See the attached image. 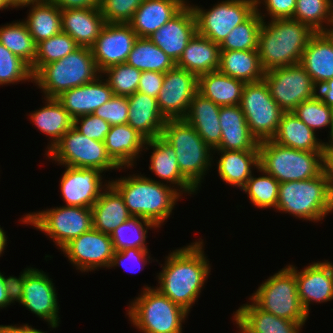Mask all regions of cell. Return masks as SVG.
I'll use <instances>...</instances> for the list:
<instances>
[{
    "label": "cell",
    "instance_id": "1",
    "mask_svg": "<svg viewBox=\"0 0 333 333\" xmlns=\"http://www.w3.org/2000/svg\"><path fill=\"white\" fill-rule=\"evenodd\" d=\"M203 245V240H199L174 250L166 257L158 275L160 286L156 289L188 313L211 269Z\"/></svg>",
    "mask_w": 333,
    "mask_h": 333
},
{
    "label": "cell",
    "instance_id": "2",
    "mask_svg": "<svg viewBox=\"0 0 333 333\" xmlns=\"http://www.w3.org/2000/svg\"><path fill=\"white\" fill-rule=\"evenodd\" d=\"M259 30L257 51L265 72L298 64L310 38L316 33L292 18L264 22Z\"/></svg>",
    "mask_w": 333,
    "mask_h": 333
},
{
    "label": "cell",
    "instance_id": "3",
    "mask_svg": "<svg viewBox=\"0 0 333 333\" xmlns=\"http://www.w3.org/2000/svg\"><path fill=\"white\" fill-rule=\"evenodd\" d=\"M109 183L120 193L132 216L148 219L158 228L171 215L181 195L173 185L138 174Z\"/></svg>",
    "mask_w": 333,
    "mask_h": 333
},
{
    "label": "cell",
    "instance_id": "4",
    "mask_svg": "<svg viewBox=\"0 0 333 333\" xmlns=\"http://www.w3.org/2000/svg\"><path fill=\"white\" fill-rule=\"evenodd\" d=\"M99 74L91 48L79 47L64 58L42 66L33 75V81L43 90L45 98H56L66 90L94 81Z\"/></svg>",
    "mask_w": 333,
    "mask_h": 333
},
{
    "label": "cell",
    "instance_id": "5",
    "mask_svg": "<svg viewBox=\"0 0 333 333\" xmlns=\"http://www.w3.org/2000/svg\"><path fill=\"white\" fill-rule=\"evenodd\" d=\"M259 167L279 183L307 180L322 173L323 151H301L282 146L272 139L260 141Z\"/></svg>",
    "mask_w": 333,
    "mask_h": 333
},
{
    "label": "cell",
    "instance_id": "6",
    "mask_svg": "<svg viewBox=\"0 0 333 333\" xmlns=\"http://www.w3.org/2000/svg\"><path fill=\"white\" fill-rule=\"evenodd\" d=\"M161 137L175 150L180 172L197 188L213 160L211 150L185 119H169Z\"/></svg>",
    "mask_w": 333,
    "mask_h": 333
},
{
    "label": "cell",
    "instance_id": "7",
    "mask_svg": "<svg viewBox=\"0 0 333 333\" xmlns=\"http://www.w3.org/2000/svg\"><path fill=\"white\" fill-rule=\"evenodd\" d=\"M276 210L314 222L324 219L333 211V200L323 172L307 180L280 183Z\"/></svg>",
    "mask_w": 333,
    "mask_h": 333
},
{
    "label": "cell",
    "instance_id": "8",
    "mask_svg": "<svg viewBox=\"0 0 333 333\" xmlns=\"http://www.w3.org/2000/svg\"><path fill=\"white\" fill-rule=\"evenodd\" d=\"M145 287L127 310L132 324L144 333H182L188 312L158 289Z\"/></svg>",
    "mask_w": 333,
    "mask_h": 333
},
{
    "label": "cell",
    "instance_id": "9",
    "mask_svg": "<svg viewBox=\"0 0 333 333\" xmlns=\"http://www.w3.org/2000/svg\"><path fill=\"white\" fill-rule=\"evenodd\" d=\"M249 299L258 308L280 318L305 323L309 317L298 296L293 265L285 266L269 277Z\"/></svg>",
    "mask_w": 333,
    "mask_h": 333
},
{
    "label": "cell",
    "instance_id": "10",
    "mask_svg": "<svg viewBox=\"0 0 333 333\" xmlns=\"http://www.w3.org/2000/svg\"><path fill=\"white\" fill-rule=\"evenodd\" d=\"M21 222L43 231L60 249L72 239L93 228L92 209L78 206L65 205L29 213Z\"/></svg>",
    "mask_w": 333,
    "mask_h": 333
},
{
    "label": "cell",
    "instance_id": "11",
    "mask_svg": "<svg viewBox=\"0 0 333 333\" xmlns=\"http://www.w3.org/2000/svg\"><path fill=\"white\" fill-rule=\"evenodd\" d=\"M240 107L250 133L258 142L272 139L276 135L285 111L272 98L264 79L245 83Z\"/></svg>",
    "mask_w": 333,
    "mask_h": 333
},
{
    "label": "cell",
    "instance_id": "12",
    "mask_svg": "<svg viewBox=\"0 0 333 333\" xmlns=\"http://www.w3.org/2000/svg\"><path fill=\"white\" fill-rule=\"evenodd\" d=\"M46 155L63 166L96 168L101 172L121 169L107 154L104 142L90 139L74 127Z\"/></svg>",
    "mask_w": 333,
    "mask_h": 333
},
{
    "label": "cell",
    "instance_id": "13",
    "mask_svg": "<svg viewBox=\"0 0 333 333\" xmlns=\"http://www.w3.org/2000/svg\"><path fill=\"white\" fill-rule=\"evenodd\" d=\"M190 6L195 15L197 33L220 45L256 10V0H225L207 11L200 6Z\"/></svg>",
    "mask_w": 333,
    "mask_h": 333
},
{
    "label": "cell",
    "instance_id": "14",
    "mask_svg": "<svg viewBox=\"0 0 333 333\" xmlns=\"http://www.w3.org/2000/svg\"><path fill=\"white\" fill-rule=\"evenodd\" d=\"M263 79L285 112H292L301 102L317 96L318 87L300 63L269 70Z\"/></svg>",
    "mask_w": 333,
    "mask_h": 333
},
{
    "label": "cell",
    "instance_id": "15",
    "mask_svg": "<svg viewBox=\"0 0 333 333\" xmlns=\"http://www.w3.org/2000/svg\"><path fill=\"white\" fill-rule=\"evenodd\" d=\"M198 92V77L174 66L165 73L157 97L158 108L166 120L184 119L193 96Z\"/></svg>",
    "mask_w": 333,
    "mask_h": 333
},
{
    "label": "cell",
    "instance_id": "16",
    "mask_svg": "<svg viewBox=\"0 0 333 333\" xmlns=\"http://www.w3.org/2000/svg\"><path fill=\"white\" fill-rule=\"evenodd\" d=\"M71 264L80 271H92L97 267L109 268L114 249L110 235L91 228L72 239L62 249Z\"/></svg>",
    "mask_w": 333,
    "mask_h": 333
},
{
    "label": "cell",
    "instance_id": "17",
    "mask_svg": "<svg viewBox=\"0 0 333 333\" xmlns=\"http://www.w3.org/2000/svg\"><path fill=\"white\" fill-rule=\"evenodd\" d=\"M137 39V34L128 23H106L91 47L99 72L126 63Z\"/></svg>",
    "mask_w": 333,
    "mask_h": 333
},
{
    "label": "cell",
    "instance_id": "18",
    "mask_svg": "<svg viewBox=\"0 0 333 333\" xmlns=\"http://www.w3.org/2000/svg\"><path fill=\"white\" fill-rule=\"evenodd\" d=\"M57 298L54 283L43 271L32 268L26 274L20 303L52 328L59 326Z\"/></svg>",
    "mask_w": 333,
    "mask_h": 333
},
{
    "label": "cell",
    "instance_id": "19",
    "mask_svg": "<svg viewBox=\"0 0 333 333\" xmlns=\"http://www.w3.org/2000/svg\"><path fill=\"white\" fill-rule=\"evenodd\" d=\"M60 181L61 195L66 206L92 208L99 199L103 187L102 172L96 168L65 167ZM102 181V182H101Z\"/></svg>",
    "mask_w": 333,
    "mask_h": 333
},
{
    "label": "cell",
    "instance_id": "20",
    "mask_svg": "<svg viewBox=\"0 0 333 333\" xmlns=\"http://www.w3.org/2000/svg\"><path fill=\"white\" fill-rule=\"evenodd\" d=\"M196 32L194 12L191 6L186 4L174 17L148 38L177 63L189 40Z\"/></svg>",
    "mask_w": 333,
    "mask_h": 333
},
{
    "label": "cell",
    "instance_id": "21",
    "mask_svg": "<svg viewBox=\"0 0 333 333\" xmlns=\"http://www.w3.org/2000/svg\"><path fill=\"white\" fill-rule=\"evenodd\" d=\"M295 278L300 302L308 315L310 303H322L333 299V264L327 260L314 262L300 272L296 267Z\"/></svg>",
    "mask_w": 333,
    "mask_h": 333
},
{
    "label": "cell",
    "instance_id": "22",
    "mask_svg": "<svg viewBox=\"0 0 333 333\" xmlns=\"http://www.w3.org/2000/svg\"><path fill=\"white\" fill-rule=\"evenodd\" d=\"M102 78V74H100L94 81L66 90L56 99L73 119L93 114L97 108L108 102L113 96L112 89Z\"/></svg>",
    "mask_w": 333,
    "mask_h": 333
},
{
    "label": "cell",
    "instance_id": "23",
    "mask_svg": "<svg viewBox=\"0 0 333 333\" xmlns=\"http://www.w3.org/2000/svg\"><path fill=\"white\" fill-rule=\"evenodd\" d=\"M219 121L221 142L214 150H258L240 105L221 106Z\"/></svg>",
    "mask_w": 333,
    "mask_h": 333
},
{
    "label": "cell",
    "instance_id": "24",
    "mask_svg": "<svg viewBox=\"0 0 333 333\" xmlns=\"http://www.w3.org/2000/svg\"><path fill=\"white\" fill-rule=\"evenodd\" d=\"M144 149L153 148L150 156L149 169L159 178L167 181L169 186L175 184L179 188V193L193 194L198 190L181 172L177 163L174 148L161 136L145 141ZM149 147V148H148ZM181 189V191H180ZM182 192V193H181Z\"/></svg>",
    "mask_w": 333,
    "mask_h": 333
},
{
    "label": "cell",
    "instance_id": "25",
    "mask_svg": "<svg viewBox=\"0 0 333 333\" xmlns=\"http://www.w3.org/2000/svg\"><path fill=\"white\" fill-rule=\"evenodd\" d=\"M62 32L67 33L80 47L91 48L106 24L99 8L61 10Z\"/></svg>",
    "mask_w": 333,
    "mask_h": 333
},
{
    "label": "cell",
    "instance_id": "26",
    "mask_svg": "<svg viewBox=\"0 0 333 333\" xmlns=\"http://www.w3.org/2000/svg\"><path fill=\"white\" fill-rule=\"evenodd\" d=\"M128 98V124L146 140L160 137L166 119L161 114L157 98L135 92Z\"/></svg>",
    "mask_w": 333,
    "mask_h": 333
},
{
    "label": "cell",
    "instance_id": "27",
    "mask_svg": "<svg viewBox=\"0 0 333 333\" xmlns=\"http://www.w3.org/2000/svg\"><path fill=\"white\" fill-rule=\"evenodd\" d=\"M301 66L319 87L333 78V39L325 32L315 33L304 49Z\"/></svg>",
    "mask_w": 333,
    "mask_h": 333
},
{
    "label": "cell",
    "instance_id": "28",
    "mask_svg": "<svg viewBox=\"0 0 333 333\" xmlns=\"http://www.w3.org/2000/svg\"><path fill=\"white\" fill-rule=\"evenodd\" d=\"M186 4L183 0H144L128 24L138 37L148 38Z\"/></svg>",
    "mask_w": 333,
    "mask_h": 333
},
{
    "label": "cell",
    "instance_id": "29",
    "mask_svg": "<svg viewBox=\"0 0 333 333\" xmlns=\"http://www.w3.org/2000/svg\"><path fill=\"white\" fill-rule=\"evenodd\" d=\"M233 316L242 333H299L305 324L267 313L253 302L243 304Z\"/></svg>",
    "mask_w": 333,
    "mask_h": 333
},
{
    "label": "cell",
    "instance_id": "30",
    "mask_svg": "<svg viewBox=\"0 0 333 333\" xmlns=\"http://www.w3.org/2000/svg\"><path fill=\"white\" fill-rule=\"evenodd\" d=\"M145 141L140 133L126 123L111 126L104 144L110 158L123 169L134 166L140 151L144 150Z\"/></svg>",
    "mask_w": 333,
    "mask_h": 333
},
{
    "label": "cell",
    "instance_id": "31",
    "mask_svg": "<svg viewBox=\"0 0 333 333\" xmlns=\"http://www.w3.org/2000/svg\"><path fill=\"white\" fill-rule=\"evenodd\" d=\"M220 51L219 44L196 32L189 40L176 66L197 77L217 71L220 63Z\"/></svg>",
    "mask_w": 333,
    "mask_h": 333
},
{
    "label": "cell",
    "instance_id": "32",
    "mask_svg": "<svg viewBox=\"0 0 333 333\" xmlns=\"http://www.w3.org/2000/svg\"><path fill=\"white\" fill-rule=\"evenodd\" d=\"M92 206L93 228L111 235L114 230L132 215L120 193L109 183Z\"/></svg>",
    "mask_w": 333,
    "mask_h": 333
},
{
    "label": "cell",
    "instance_id": "33",
    "mask_svg": "<svg viewBox=\"0 0 333 333\" xmlns=\"http://www.w3.org/2000/svg\"><path fill=\"white\" fill-rule=\"evenodd\" d=\"M221 153L218 159L220 178L234 187L243 188L252 176V166L259 167V150H214Z\"/></svg>",
    "mask_w": 333,
    "mask_h": 333
},
{
    "label": "cell",
    "instance_id": "34",
    "mask_svg": "<svg viewBox=\"0 0 333 333\" xmlns=\"http://www.w3.org/2000/svg\"><path fill=\"white\" fill-rule=\"evenodd\" d=\"M276 143L301 151H324L327 142L318 141L315 132L293 112H285L279 122Z\"/></svg>",
    "mask_w": 333,
    "mask_h": 333
},
{
    "label": "cell",
    "instance_id": "35",
    "mask_svg": "<svg viewBox=\"0 0 333 333\" xmlns=\"http://www.w3.org/2000/svg\"><path fill=\"white\" fill-rule=\"evenodd\" d=\"M218 70L244 83L261 81L265 75L257 50H221Z\"/></svg>",
    "mask_w": 333,
    "mask_h": 333
},
{
    "label": "cell",
    "instance_id": "36",
    "mask_svg": "<svg viewBox=\"0 0 333 333\" xmlns=\"http://www.w3.org/2000/svg\"><path fill=\"white\" fill-rule=\"evenodd\" d=\"M244 85L219 70L198 77V92L219 106L240 105Z\"/></svg>",
    "mask_w": 333,
    "mask_h": 333
},
{
    "label": "cell",
    "instance_id": "37",
    "mask_svg": "<svg viewBox=\"0 0 333 333\" xmlns=\"http://www.w3.org/2000/svg\"><path fill=\"white\" fill-rule=\"evenodd\" d=\"M45 100V104H47L29 116L33 125L47 136H50L49 139H52H50L51 144L47 147L46 153H48L60 141L62 136L73 127V118L56 98L46 97Z\"/></svg>",
    "mask_w": 333,
    "mask_h": 333
},
{
    "label": "cell",
    "instance_id": "38",
    "mask_svg": "<svg viewBox=\"0 0 333 333\" xmlns=\"http://www.w3.org/2000/svg\"><path fill=\"white\" fill-rule=\"evenodd\" d=\"M29 5L30 12L23 22L36 44L62 32L61 10L50 0L23 6Z\"/></svg>",
    "mask_w": 333,
    "mask_h": 333
},
{
    "label": "cell",
    "instance_id": "39",
    "mask_svg": "<svg viewBox=\"0 0 333 333\" xmlns=\"http://www.w3.org/2000/svg\"><path fill=\"white\" fill-rule=\"evenodd\" d=\"M126 63L140 71L166 73L176 63L147 37H138Z\"/></svg>",
    "mask_w": 333,
    "mask_h": 333
},
{
    "label": "cell",
    "instance_id": "40",
    "mask_svg": "<svg viewBox=\"0 0 333 333\" xmlns=\"http://www.w3.org/2000/svg\"><path fill=\"white\" fill-rule=\"evenodd\" d=\"M148 228H157V226L148 219L131 216L110 235L114 252L128 248L148 250L146 246Z\"/></svg>",
    "mask_w": 333,
    "mask_h": 333
},
{
    "label": "cell",
    "instance_id": "41",
    "mask_svg": "<svg viewBox=\"0 0 333 333\" xmlns=\"http://www.w3.org/2000/svg\"><path fill=\"white\" fill-rule=\"evenodd\" d=\"M261 3L256 0V10L227 35L219 45L220 50H257L259 30L265 18L259 12Z\"/></svg>",
    "mask_w": 333,
    "mask_h": 333
},
{
    "label": "cell",
    "instance_id": "42",
    "mask_svg": "<svg viewBox=\"0 0 333 333\" xmlns=\"http://www.w3.org/2000/svg\"><path fill=\"white\" fill-rule=\"evenodd\" d=\"M0 43L25 61L30 68L33 67L37 44L23 21L0 27Z\"/></svg>",
    "mask_w": 333,
    "mask_h": 333
},
{
    "label": "cell",
    "instance_id": "43",
    "mask_svg": "<svg viewBox=\"0 0 333 333\" xmlns=\"http://www.w3.org/2000/svg\"><path fill=\"white\" fill-rule=\"evenodd\" d=\"M80 46L67 33L60 32L36 45V56L31 72L34 75L42 66L60 60Z\"/></svg>",
    "mask_w": 333,
    "mask_h": 333
},
{
    "label": "cell",
    "instance_id": "44",
    "mask_svg": "<svg viewBox=\"0 0 333 333\" xmlns=\"http://www.w3.org/2000/svg\"><path fill=\"white\" fill-rule=\"evenodd\" d=\"M257 169L263 172L264 176H251L241 190L248 194L251 203L256 207L276 209L280 183L260 167Z\"/></svg>",
    "mask_w": 333,
    "mask_h": 333
},
{
    "label": "cell",
    "instance_id": "45",
    "mask_svg": "<svg viewBox=\"0 0 333 333\" xmlns=\"http://www.w3.org/2000/svg\"><path fill=\"white\" fill-rule=\"evenodd\" d=\"M333 0H297L294 20L308 25L314 32H325L329 26ZM324 22V23H323Z\"/></svg>",
    "mask_w": 333,
    "mask_h": 333
},
{
    "label": "cell",
    "instance_id": "46",
    "mask_svg": "<svg viewBox=\"0 0 333 333\" xmlns=\"http://www.w3.org/2000/svg\"><path fill=\"white\" fill-rule=\"evenodd\" d=\"M292 112L314 132L328 126L330 129L329 143H333V109L318 96L301 102Z\"/></svg>",
    "mask_w": 333,
    "mask_h": 333
},
{
    "label": "cell",
    "instance_id": "47",
    "mask_svg": "<svg viewBox=\"0 0 333 333\" xmlns=\"http://www.w3.org/2000/svg\"><path fill=\"white\" fill-rule=\"evenodd\" d=\"M113 95L129 96L137 92L142 71L127 63L111 66L102 71Z\"/></svg>",
    "mask_w": 333,
    "mask_h": 333
},
{
    "label": "cell",
    "instance_id": "48",
    "mask_svg": "<svg viewBox=\"0 0 333 333\" xmlns=\"http://www.w3.org/2000/svg\"><path fill=\"white\" fill-rule=\"evenodd\" d=\"M33 81L30 66L0 43V85Z\"/></svg>",
    "mask_w": 333,
    "mask_h": 333
},
{
    "label": "cell",
    "instance_id": "49",
    "mask_svg": "<svg viewBox=\"0 0 333 333\" xmlns=\"http://www.w3.org/2000/svg\"><path fill=\"white\" fill-rule=\"evenodd\" d=\"M144 0H102L100 12L106 23H129Z\"/></svg>",
    "mask_w": 333,
    "mask_h": 333
},
{
    "label": "cell",
    "instance_id": "50",
    "mask_svg": "<svg viewBox=\"0 0 333 333\" xmlns=\"http://www.w3.org/2000/svg\"><path fill=\"white\" fill-rule=\"evenodd\" d=\"M128 110L127 96L113 95L108 102L97 108L93 114L113 126L128 122Z\"/></svg>",
    "mask_w": 333,
    "mask_h": 333
},
{
    "label": "cell",
    "instance_id": "51",
    "mask_svg": "<svg viewBox=\"0 0 333 333\" xmlns=\"http://www.w3.org/2000/svg\"><path fill=\"white\" fill-rule=\"evenodd\" d=\"M221 106L197 92L190 103L189 110L185 116L186 121H209L219 120Z\"/></svg>",
    "mask_w": 333,
    "mask_h": 333
},
{
    "label": "cell",
    "instance_id": "52",
    "mask_svg": "<svg viewBox=\"0 0 333 333\" xmlns=\"http://www.w3.org/2000/svg\"><path fill=\"white\" fill-rule=\"evenodd\" d=\"M73 127L90 139L104 142L111 125L94 114H88L73 119Z\"/></svg>",
    "mask_w": 333,
    "mask_h": 333
},
{
    "label": "cell",
    "instance_id": "53",
    "mask_svg": "<svg viewBox=\"0 0 333 333\" xmlns=\"http://www.w3.org/2000/svg\"><path fill=\"white\" fill-rule=\"evenodd\" d=\"M150 259L151 258H150V255L148 253V250L128 248V249H125V250H122V251H119V252H114L113 258L111 260L109 268L114 267V266H122L127 271L135 273L139 270L140 271L142 270V269H138L136 271L137 263L135 264V262H138V264H141V265H143V267H145V264L148 261H150ZM125 260L130 261L131 262L130 264L131 265L133 264V267H136V268L134 269L132 266L128 267V265H126Z\"/></svg>",
    "mask_w": 333,
    "mask_h": 333
},
{
    "label": "cell",
    "instance_id": "54",
    "mask_svg": "<svg viewBox=\"0 0 333 333\" xmlns=\"http://www.w3.org/2000/svg\"><path fill=\"white\" fill-rule=\"evenodd\" d=\"M190 123L202 140L213 150L221 142V128L219 120L187 121Z\"/></svg>",
    "mask_w": 333,
    "mask_h": 333
},
{
    "label": "cell",
    "instance_id": "55",
    "mask_svg": "<svg viewBox=\"0 0 333 333\" xmlns=\"http://www.w3.org/2000/svg\"><path fill=\"white\" fill-rule=\"evenodd\" d=\"M164 76L165 73L142 71L137 91L157 98L163 85Z\"/></svg>",
    "mask_w": 333,
    "mask_h": 333
},
{
    "label": "cell",
    "instance_id": "56",
    "mask_svg": "<svg viewBox=\"0 0 333 333\" xmlns=\"http://www.w3.org/2000/svg\"><path fill=\"white\" fill-rule=\"evenodd\" d=\"M267 14L273 19L293 18L297 0H263Z\"/></svg>",
    "mask_w": 333,
    "mask_h": 333
},
{
    "label": "cell",
    "instance_id": "57",
    "mask_svg": "<svg viewBox=\"0 0 333 333\" xmlns=\"http://www.w3.org/2000/svg\"><path fill=\"white\" fill-rule=\"evenodd\" d=\"M32 268H26L23 273L19 276V278L15 276L5 277V288L7 290V296L9 298V302L14 303L15 301L21 302L23 296V286L26 274Z\"/></svg>",
    "mask_w": 333,
    "mask_h": 333
},
{
    "label": "cell",
    "instance_id": "58",
    "mask_svg": "<svg viewBox=\"0 0 333 333\" xmlns=\"http://www.w3.org/2000/svg\"><path fill=\"white\" fill-rule=\"evenodd\" d=\"M322 172L333 200V143H327L322 153Z\"/></svg>",
    "mask_w": 333,
    "mask_h": 333
},
{
    "label": "cell",
    "instance_id": "59",
    "mask_svg": "<svg viewBox=\"0 0 333 333\" xmlns=\"http://www.w3.org/2000/svg\"><path fill=\"white\" fill-rule=\"evenodd\" d=\"M60 10L76 8H99L102 0H50Z\"/></svg>",
    "mask_w": 333,
    "mask_h": 333
},
{
    "label": "cell",
    "instance_id": "60",
    "mask_svg": "<svg viewBox=\"0 0 333 333\" xmlns=\"http://www.w3.org/2000/svg\"><path fill=\"white\" fill-rule=\"evenodd\" d=\"M317 96L325 104L333 108V78L318 87Z\"/></svg>",
    "mask_w": 333,
    "mask_h": 333
},
{
    "label": "cell",
    "instance_id": "61",
    "mask_svg": "<svg viewBox=\"0 0 333 333\" xmlns=\"http://www.w3.org/2000/svg\"><path fill=\"white\" fill-rule=\"evenodd\" d=\"M11 305L5 288V276L0 272V308Z\"/></svg>",
    "mask_w": 333,
    "mask_h": 333
},
{
    "label": "cell",
    "instance_id": "62",
    "mask_svg": "<svg viewBox=\"0 0 333 333\" xmlns=\"http://www.w3.org/2000/svg\"><path fill=\"white\" fill-rule=\"evenodd\" d=\"M8 333H45L41 330H37L29 326L28 324L22 326H12L8 325Z\"/></svg>",
    "mask_w": 333,
    "mask_h": 333
},
{
    "label": "cell",
    "instance_id": "63",
    "mask_svg": "<svg viewBox=\"0 0 333 333\" xmlns=\"http://www.w3.org/2000/svg\"><path fill=\"white\" fill-rule=\"evenodd\" d=\"M13 8H19V7H23V5L28 4V3H36V2H44L47 0H10Z\"/></svg>",
    "mask_w": 333,
    "mask_h": 333
},
{
    "label": "cell",
    "instance_id": "64",
    "mask_svg": "<svg viewBox=\"0 0 333 333\" xmlns=\"http://www.w3.org/2000/svg\"><path fill=\"white\" fill-rule=\"evenodd\" d=\"M7 244V237L4 230L0 227V256L5 249Z\"/></svg>",
    "mask_w": 333,
    "mask_h": 333
},
{
    "label": "cell",
    "instance_id": "65",
    "mask_svg": "<svg viewBox=\"0 0 333 333\" xmlns=\"http://www.w3.org/2000/svg\"><path fill=\"white\" fill-rule=\"evenodd\" d=\"M9 6L13 8L10 0H0V10L10 8Z\"/></svg>",
    "mask_w": 333,
    "mask_h": 333
},
{
    "label": "cell",
    "instance_id": "66",
    "mask_svg": "<svg viewBox=\"0 0 333 333\" xmlns=\"http://www.w3.org/2000/svg\"><path fill=\"white\" fill-rule=\"evenodd\" d=\"M329 27H331V28L330 29L327 28V30L325 31V33L326 34H333V3H332V8H331V17H330Z\"/></svg>",
    "mask_w": 333,
    "mask_h": 333
},
{
    "label": "cell",
    "instance_id": "67",
    "mask_svg": "<svg viewBox=\"0 0 333 333\" xmlns=\"http://www.w3.org/2000/svg\"><path fill=\"white\" fill-rule=\"evenodd\" d=\"M0 333H8V325H0Z\"/></svg>",
    "mask_w": 333,
    "mask_h": 333
}]
</instances>
